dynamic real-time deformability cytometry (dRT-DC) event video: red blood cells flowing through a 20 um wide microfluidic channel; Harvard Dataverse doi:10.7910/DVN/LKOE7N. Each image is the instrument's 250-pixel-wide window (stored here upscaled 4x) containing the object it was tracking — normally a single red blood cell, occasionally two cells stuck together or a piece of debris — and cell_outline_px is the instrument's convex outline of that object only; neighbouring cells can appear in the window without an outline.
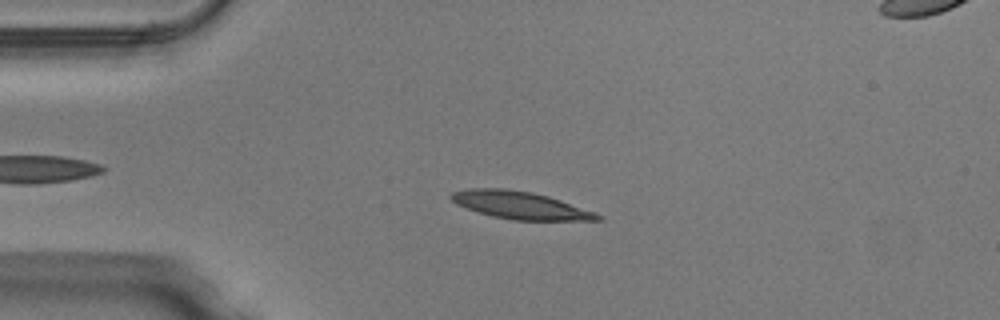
{"species": "Egyptian fruit bat (a non-hibernating species)", "species_latin": "Rousettus aegyptiacus", "temperature_condition": "warm", "stored_images_in_passage": 41, "camera_frame_rate_fps": 3000, "um_per_image_px": 0.085, "animal": {"sex": "male"}, "frame": {"image": 1, "passage_image": 2, "time_ms": 0.333, "image_size_px": [1000, 320], "cell_outline_px": [[604, 220], [512, 220], [492, 216], [476, 212], [456, 204], [448, 196], [452, 192], [472, 188], [504, 188], [532, 192], [548, 196], [596, 212], [604, 216]], "centroid_in_image_um": [44.22, 17.45], "position_along_channel_um": 40.8, "area_um2": 23.58}}
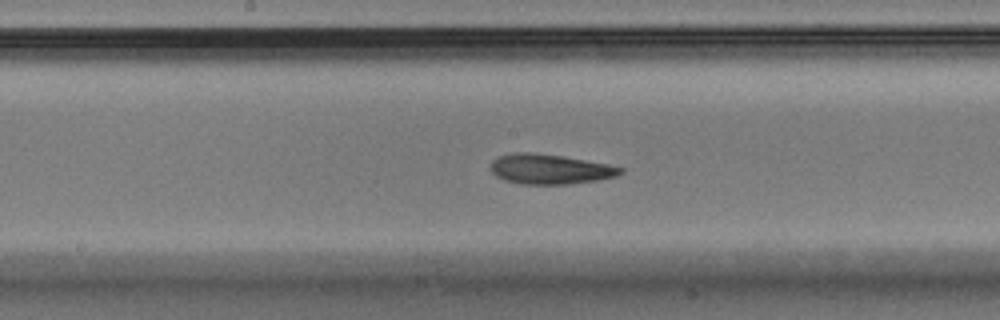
{"frame": {"image": 2, "passage_image": 16, "time_ms": 5.0, "image_size_px": [1000, 320], "cell_outline_px": [[624, 172], [616, 176], [596, 180], [572, 184], [520, 184], [504, 180], [496, 176], [488, 168], [492, 160], [500, 156], [512, 152], [532, 152], [564, 156], [608, 164], [624, 168]], "centroid_in_image_um": [46.72, 14.37], "position_along_channel_um": 201.5, "area_um2": 22.89}}
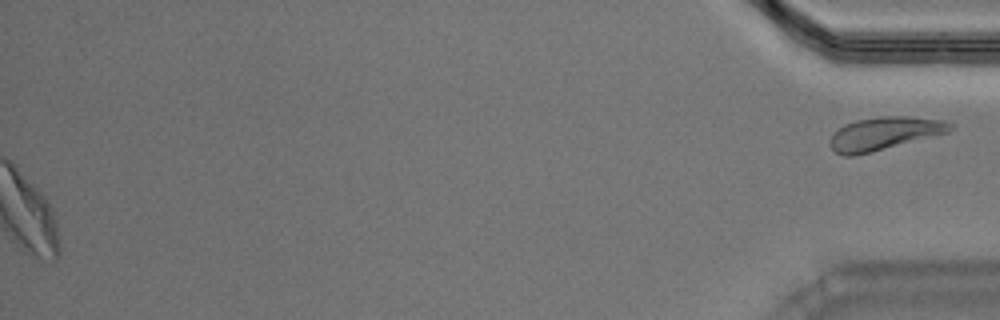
{"frame": {"image": 3, "passage_image": 41, "time_ms": 13.333, "image_size_px": [1000, 320], "cell_outline_px": [[956, 124], [948, 132], [872, 152], [852, 156], [844, 156], [836, 152], [832, 148], [832, 132], [844, 124], [856, 120], [880, 116], [908, 116], [944, 120]], "centroid_in_image_um": [75.18, 11.33], "position_along_channel_um": 360.0, "area_um2": 23.0}}